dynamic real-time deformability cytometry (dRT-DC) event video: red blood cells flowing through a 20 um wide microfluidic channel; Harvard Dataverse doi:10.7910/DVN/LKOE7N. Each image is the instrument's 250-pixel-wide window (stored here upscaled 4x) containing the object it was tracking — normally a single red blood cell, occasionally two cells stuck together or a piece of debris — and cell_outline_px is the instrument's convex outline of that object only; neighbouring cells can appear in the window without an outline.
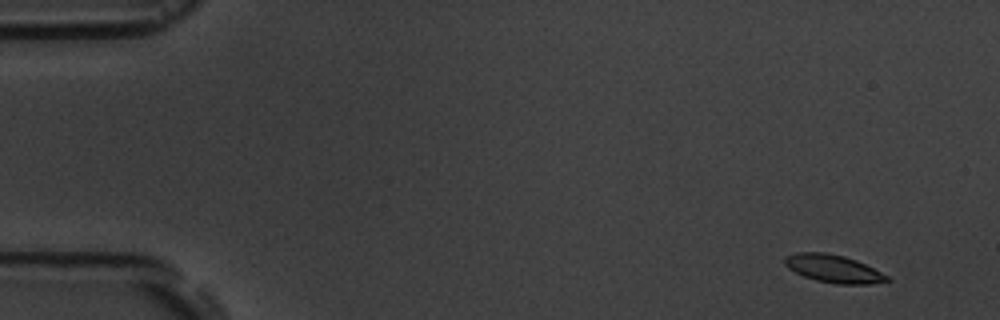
{"species": "common noctule bat (a hibernating species)", "species_latin": "Nyctalus noctula", "temperature_condition": "room temperature", "stored_images_in_passage": 4, "camera_frame_rate_fps": 3000, "um_per_image_px": 0.085, "animal": {"sex": "male", "body_mass_g": 19.5, "forearm_length_mm": 54.6}, "frame": {"image": 1, "passage_image": 1, "time_ms": 0.0, "image_size_px": [1000, 320], "cell_outline_px": [[892, 280], [872, 284], [836, 284], [816, 280], [804, 276], [788, 268], [784, 264], [784, 256], [796, 252], [828, 252], [844, 256], [856, 260], [888, 276]], "centroid_in_image_um": [70.82, 22.83], "position_along_channel_um": 14.2, "area_um2": 16.59}}